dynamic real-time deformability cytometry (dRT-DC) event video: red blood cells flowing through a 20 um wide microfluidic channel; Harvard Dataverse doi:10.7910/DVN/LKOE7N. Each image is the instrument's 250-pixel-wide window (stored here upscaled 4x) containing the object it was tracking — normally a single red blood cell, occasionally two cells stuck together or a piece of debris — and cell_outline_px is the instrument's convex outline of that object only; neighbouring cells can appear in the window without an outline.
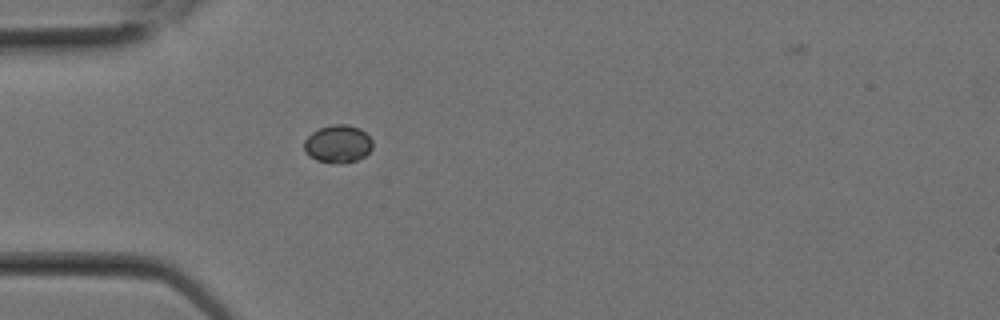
{"species": "Egyptian fruit bat (a non-hibernating species)", "species_latin": "Rousettus aegyptiacus", "temperature_condition": "room temperature", "stored_images_in_passage": 1, "camera_frame_rate_fps": 3000, "um_per_image_px": 0.085, "animal": {"sex": "female"}, "frame": {"image": 1, "passage_image": 1, "time_ms": 0.0, "image_size_px": [1000, 320], "cell_outline_px": [[372, 148], [364, 156], [356, 160], [340, 164], [316, 160], [304, 148], [304, 140], [312, 132], [320, 128], [332, 124], [348, 124], [360, 128], [372, 140]], "centroid_in_image_um": [28.74, 12.22], "position_along_channel_um": 56.3, "area_um2": 14.91}}